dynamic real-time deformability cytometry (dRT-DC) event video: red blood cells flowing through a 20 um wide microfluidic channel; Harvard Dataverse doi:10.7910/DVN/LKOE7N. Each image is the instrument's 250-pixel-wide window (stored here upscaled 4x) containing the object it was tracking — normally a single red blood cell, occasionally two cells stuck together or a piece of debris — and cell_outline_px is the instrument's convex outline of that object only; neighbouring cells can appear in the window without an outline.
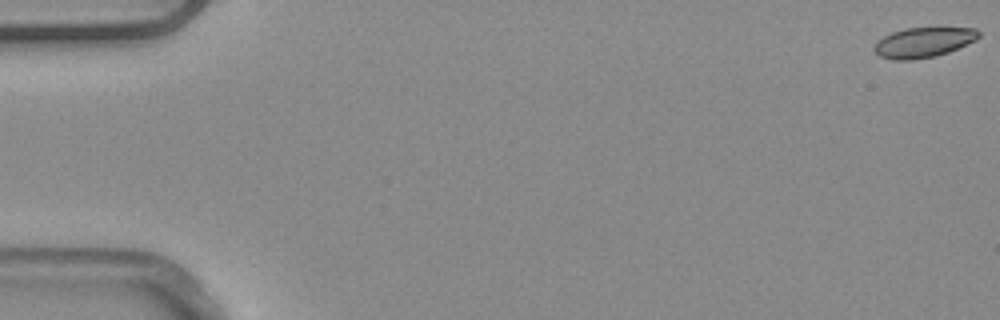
{"species": "common noctule bat (a hibernating species)", "species_latin": "Nyctalus noctula", "temperature_condition": "warm", "stored_images_in_passage": 6, "camera_frame_rate_fps": 3000, "um_per_image_px": 0.085, "animal": {"sex": "male", "body_mass_g": 20.4}, "frame": {"image": 1, "passage_image": 1, "time_ms": 0.0, "image_size_px": [1000, 320], "cell_outline_px": [[980, 36], [976, 40], [948, 52], [936, 56], [912, 60], [892, 60], [880, 56], [872, 48], [884, 36], [892, 32], [904, 28], [976, 28], [980, 32]], "centroid_in_image_um": [78.5, 3.61], "position_along_channel_um": 6.5, "area_um2": 18.21}}
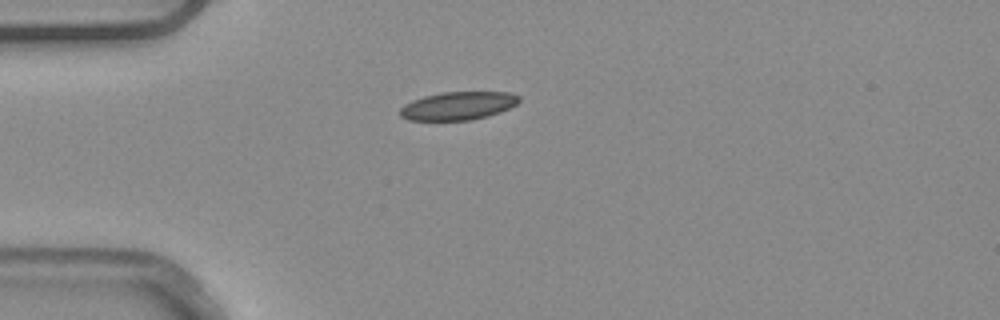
{"frame": {"image": 2, "passage_image": 5, "time_ms": 1.333, "image_size_px": [1000, 320], "cell_outline_px": [[520, 100], [516, 104], [500, 112], [488, 116], [472, 120], [408, 120], [400, 116], [400, 108], [404, 104], [412, 100], [424, 96], [440, 92], [508, 92], [520, 96]], "centroid_in_image_um": [38.92, 8.99], "position_along_channel_um": 46.1, "area_um2": 19.59}}
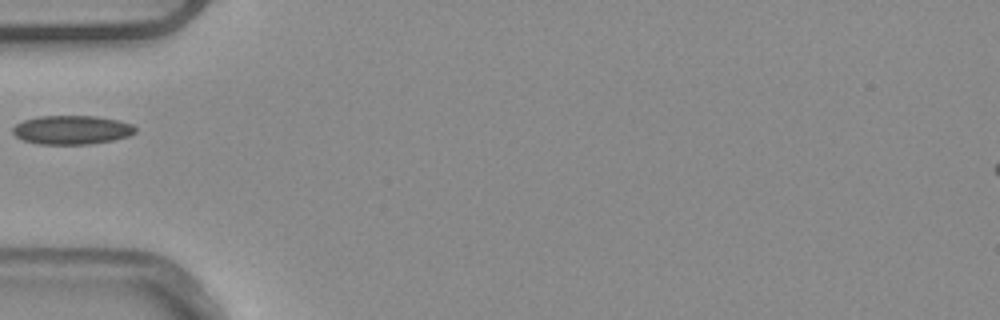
{"frame": {"image": 3, "passage_image": 6, "time_ms": 1.667, "image_size_px": [1000, 320], "cell_outline_px": [[136, 132], [128, 136], [112, 140], [92, 144], [36, 144], [24, 140], [16, 136], [12, 132], [12, 128], [16, 124], [24, 120], [40, 116], [96, 116], [120, 120], [132, 124], [136, 128]], "centroid_in_image_um": [6.12, 11.04], "position_along_channel_um": 78.9, "area_um2": 20.69}}